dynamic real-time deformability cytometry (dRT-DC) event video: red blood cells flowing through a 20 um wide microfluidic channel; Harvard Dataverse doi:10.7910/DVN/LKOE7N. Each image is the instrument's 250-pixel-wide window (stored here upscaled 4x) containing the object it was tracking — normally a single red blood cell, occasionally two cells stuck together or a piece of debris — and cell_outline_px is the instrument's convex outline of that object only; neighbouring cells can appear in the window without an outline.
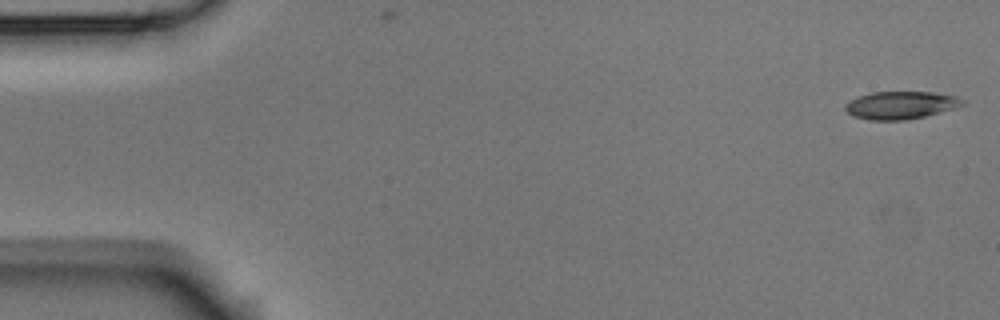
{"species": "Egyptian fruit bat (a non-hibernating species)", "species_latin": "Rousettus aegyptiacus", "temperature_condition": "room temperature", "stored_images_in_passage": 53, "camera_frame_rate_fps": 3000, "um_per_image_px": 0.085, "animal": {"sex": "male"}, "frame": {"image": 1, "passage_image": 1, "time_ms": 0.0, "image_size_px": [1000, 320], "cell_outline_px": [[964, 104], [952, 108], [924, 116], [904, 120], [868, 120], [852, 116], [844, 108], [844, 104], [848, 100], [856, 96], [872, 92], [932, 92], [956, 96], [964, 100]], "centroid_in_image_um": [76.47, 8.93], "position_along_channel_um": 8.5, "area_um2": 18.9}}
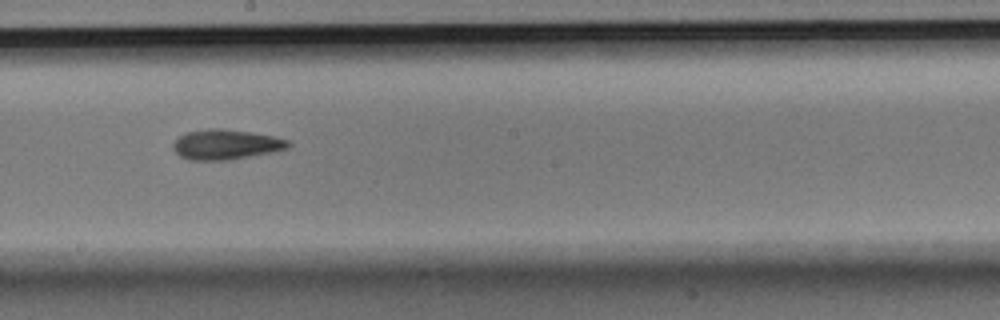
{"frame": {"image": 2, "passage_image": 29, "time_ms": 9.333, "image_size_px": [1000, 320], "cell_outline_px": [[292, 144], [288, 148], [228, 160], [188, 160], [180, 156], [172, 148], [172, 144], [184, 132], [208, 128], [220, 128], [252, 132], [272, 136], [288, 140]], "centroid_in_image_um": [19.15, 12.27], "position_along_channel_um": 229.0, "area_um2": 20.06}}
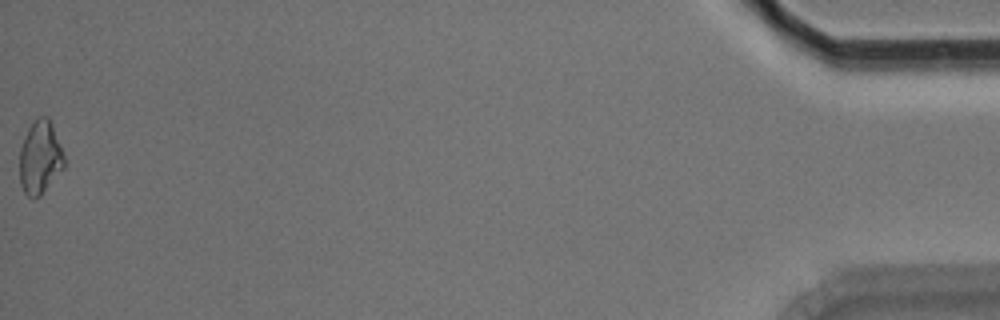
{"frame": {"image": 3, "passage_image": 53, "time_ms": 17.333, "image_size_px": [1000, 320], "cell_outline_px": [[64, 168], [40, 196], [32, 200], [24, 192], [20, 184], [20, 148], [24, 136], [28, 128], [36, 116], [48, 116], [52, 124], [64, 156]], "centroid_in_image_um": [3.39, 13.39], "position_along_channel_um": 431.8, "area_um2": 19.13}, "authors_computed_cell_mechanics": {"area_um2": 19.2474, "velocity_mm_per_s": 3.778, "shape_relaxation_time_tau1_ms": null, "shape_relaxation_time_tau2_ms": 10.2816, "deformation_change_tau1": null, "deformation_change_tau2": 0.1947}}